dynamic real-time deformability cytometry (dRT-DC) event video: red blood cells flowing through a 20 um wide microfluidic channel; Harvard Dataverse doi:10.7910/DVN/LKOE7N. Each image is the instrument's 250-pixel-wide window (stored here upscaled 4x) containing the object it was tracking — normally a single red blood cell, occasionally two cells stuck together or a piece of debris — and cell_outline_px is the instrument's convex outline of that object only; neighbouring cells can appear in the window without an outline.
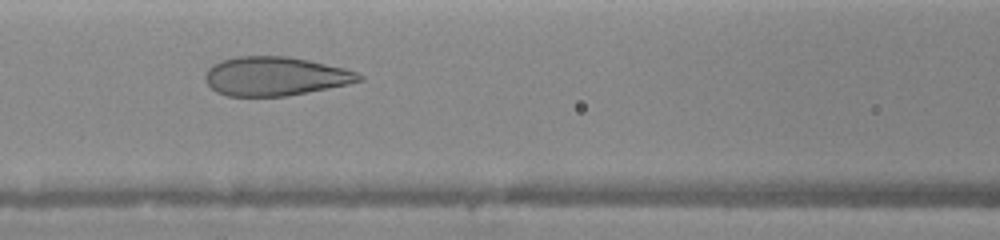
{"species": "human", "species_latin": "Homo sapiens", "temperature_condition": "warm", "stored_images_in_passage": 18, "camera_frame_rate_fps": 3000, "um_per_image_px": 0.085, "donor": {"sex": "female"}, "frame": {"image": 1, "passage_image": 13, "time_ms": 5.333, "image_size_px": [1000, 240], "cell_outline_px": [[364, 80], [348, 84], [288, 96], [228, 96], [216, 92], [208, 84], [204, 76], [208, 68], [212, 64], [220, 60], [236, 56], [288, 56], [308, 60], [344, 68], [356, 72], [364, 76]], "centroid_in_image_um": [23.38, 6.48], "position_along_channel_um": 143.2, "area_um2": 34.97}}
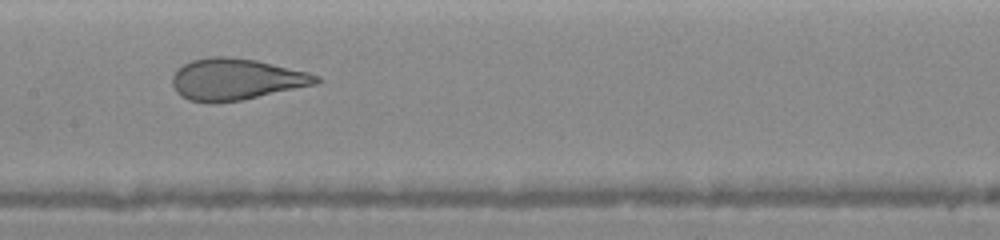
{"frame": {"image": 2, "passage_image": 16, "time_ms": 6.333, "image_size_px": [1000, 240], "cell_outline_px": [[324, 80], [316, 84], [240, 100], [212, 104], [188, 100], [180, 96], [176, 92], [172, 84], [172, 76], [176, 68], [192, 60], [212, 56], [228, 56], [256, 60], [308, 72], [320, 76]], "centroid_in_image_um": [20.03, 6.74], "position_along_channel_um": 187.4, "area_um2": 34.97}}